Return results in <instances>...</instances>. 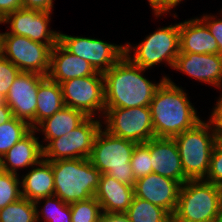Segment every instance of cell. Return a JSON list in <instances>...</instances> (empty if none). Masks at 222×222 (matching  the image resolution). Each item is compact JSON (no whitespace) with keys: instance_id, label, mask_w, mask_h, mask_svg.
<instances>
[{"instance_id":"6da1fadb","label":"cell","mask_w":222,"mask_h":222,"mask_svg":"<svg viewBox=\"0 0 222 222\" xmlns=\"http://www.w3.org/2000/svg\"><path fill=\"white\" fill-rule=\"evenodd\" d=\"M146 70L124 55L104 72L105 108L149 107L156 89L168 76L152 83L143 75Z\"/></svg>"},{"instance_id":"7a4b0ae2","label":"cell","mask_w":222,"mask_h":222,"mask_svg":"<svg viewBox=\"0 0 222 222\" xmlns=\"http://www.w3.org/2000/svg\"><path fill=\"white\" fill-rule=\"evenodd\" d=\"M149 107L156 138H173L202 120L187 93L169 77L156 89Z\"/></svg>"},{"instance_id":"3957f363","label":"cell","mask_w":222,"mask_h":222,"mask_svg":"<svg viewBox=\"0 0 222 222\" xmlns=\"http://www.w3.org/2000/svg\"><path fill=\"white\" fill-rule=\"evenodd\" d=\"M173 222H221L222 187L204 179L187 180L179 190Z\"/></svg>"},{"instance_id":"277c9868","label":"cell","mask_w":222,"mask_h":222,"mask_svg":"<svg viewBox=\"0 0 222 222\" xmlns=\"http://www.w3.org/2000/svg\"><path fill=\"white\" fill-rule=\"evenodd\" d=\"M54 195L68 204L90 199L98 189L101 172L89 158L52 161Z\"/></svg>"},{"instance_id":"5b68a950","label":"cell","mask_w":222,"mask_h":222,"mask_svg":"<svg viewBox=\"0 0 222 222\" xmlns=\"http://www.w3.org/2000/svg\"><path fill=\"white\" fill-rule=\"evenodd\" d=\"M137 143L112 135L103 126L95 136L90 161L101 174L134 186L135 177L130 160Z\"/></svg>"},{"instance_id":"8992f818","label":"cell","mask_w":222,"mask_h":222,"mask_svg":"<svg viewBox=\"0 0 222 222\" xmlns=\"http://www.w3.org/2000/svg\"><path fill=\"white\" fill-rule=\"evenodd\" d=\"M205 122L201 120L193 128L173 137L187 180L205 179L209 171L217 133L209 120Z\"/></svg>"},{"instance_id":"52a82bcc","label":"cell","mask_w":222,"mask_h":222,"mask_svg":"<svg viewBox=\"0 0 222 222\" xmlns=\"http://www.w3.org/2000/svg\"><path fill=\"white\" fill-rule=\"evenodd\" d=\"M125 44V56L143 69L152 68L160 63L173 69L180 53L179 23L158 28L145 37L138 45ZM133 49V50H132ZM133 51V55L132 54Z\"/></svg>"},{"instance_id":"ba28073f","label":"cell","mask_w":222,"mask_h":222,"mask_svg":"<svg viewBox=\"0 0 222 222\" xmlns=\"http://www.w3.org/2000/svg\"><path fill=\"white\" fill-rule=\"evenodd\" d=\"M101 119L87 117L68 134L43 145V158L48 161L90 158L96 134L103 126Z\"/></svg>"},{"instance_id":"9c48e42d","label":"cell","mask_w":222,"mask_h":222,"mask_svg":"<svg viewBox=\"0 0 222 222\" xmlns=\"http://www.w3.org/2000/svg\"><path fill=\"white\" fill-rule=\"evenodd\" d=\"M65 106L82 111L87 117L105 113L103 73L73 78L60 83ZM100 112V113H99ZM99 113V114H98Z\"/></svg>"},{"instance_id":"30bf717a","label":"cell","mask_w":222,"mask_h":222,"mask_svg":"<svg viewBox=\"0 0 222 222\" xmlns=\"http://www.w3.org/2000/svg\"><path fill=\"white\" fill-rule=\"evenodd\" d=\"M103 118L104 129L117 137L137 144L155 137L150 107L105 108Z\"/></svg>"},{"instance_id":"8fae6325","label":"cell","mask_w":222,"mask_h":222,"mask_svg":"<svg viewBox=\"0 0 222 222\" xmlns=\"http://www.w3.org/2000/svg\"><path fill=\"white\" fill-rule=\"evenodd\" d=\"M51 47L30 38L4 34L3 56L21 72H34L43 76L48 75L50 69Z\"/></svg>"},{"instance_id":"7c38bea8","label":"cell","mask_w":222,"mask_h":222,"mask_svg":"<svg viewBox=\"0 0 222 222\" xmlns=\"http://www.w3.org/2000/svg\"><path fill=\"white\" fill-rule=\"evenodd\" d=\"M59 43L71 54L89 62L96 72L108 71L125 55V45L59 32Z\"/></svg>"},{"instance_id":"4fadbf2b","label":"cell","mask_w":222,"mask_h":222,"mask_svg":"<svg viewBox=\"0 0 222 222\" xmlns=\"http://www.w3.org/2000/svg\"><path fill=\"white\" fill-rule=\"evenodd\" d=\"M46 78L34 72H20L4 99L13 117L26 121L33 129L36 127L38 88Z\"/></svg>"},{"instance_id":"5bb4252c","label":"cell","mask_w":222,"mask_h":222,"mask_svg":"<svg viewBox=\"0 0 222 222\" xmlns=\"http://www.w3.org/2000/svg\"><path fill=\"white\" fill-rule=\"evenodd\" d=\"M50 11L20 8L9 13L3 20L10 24L8 31L13 35H20L39 43L48 44L53 48L59 42V32L51 30Z\"/></svg>"},{"instance_id":"9a60e30c","label":"cell","mask_w":222,"mask_h":222,"mask_svg":"<svg viewBox=\"0 0 222 222\" xmlns=\"http://www.w3.org/2000/svg\"><path fill=\"white\" fill-rule=\"evenodd\" d=\"M180 187L177 181L152 172L135 181L134 196L163 208L173 216Z\"/></svg>"},{"instance_id":"2e32d148","label":"cell","mask_w":222,"mask_h":222,"mask_svg":"<svg viewBox=\"0 0 222 222\" xmlns=\"http://www.w3.org/2000/svg\"><path fill=\"white\" fill-rule=\"evenodd\" d=\"M173 68L199 82L222 88V56L220 54L180 52Z\"/></svg>"},{"instance_id":"e0dca14e","label":"cell","mask_w":222,"mask_h":222,"mask_svg":"<svg viewBox=\"0 0 222 222\" xmlns=\"http://www.w3.org/2000/svg\"><path fill=\"white\" fill-rule=\"evenodd\" d=\"M144 144L150 149L153 173L175 180L180 185L187 181L173 138L154 137Z\"/></svg>"},{"instance_id":"ac0fdd59","label":"cell","mask_w":222,"mask_h":222,"mask_svg":"<svg viewBox=\"0 0 222 222\" xmlns=\"http://www.w3.org/2000/svg\"><path fill=\"white\" fill-rule=\"evenodd\" d=\"M31 129L0 159V170L18 174V169L32 167L43 158V144Z\"/></svg>"},{"instance_id":"d6986e66","label":"cell","mask_w":222,"mask_h":222,"mask_svg":"<svg viewBox=\"0 0 222 222\" xmlns=\"http://www.w3.org/2000/svg\"><path fill=\"white\" fill-rule=\"evenodd\" d=\"M96 71L88 61L68 52L59 42L51 49L50 69L47 77L57 83L94 75Z\"/></svg>"},{"instance_id":"ffe728a7","label":"cell","mask_w":222,"mask_h":222,"mask_svg":"<svg viewBox=\"0 0 222 222\" xmlns=\"http://www.w3.org/2000/svg\"><path fill=\"white\" fill-rule=\"evenodd\" d=\"M179 43L181 53L219 54L215 37L198 17L179 23Z\"/></svg>"},{"instance_id":"44dd1931","label":"cell","mask_w":222,"mask_h":222,"mask_svg":"<svg viewBox=\"0 0 222 222\" xmlns=\"http://www.w3.org/2000/svg\"><path fill=\"white\" fill-rule=\"evenodd\" d=\"M94 197L102 212L125 213L134 197V186L123 184L107 174H101Z\"/></svg>"},{"instance_id":"7402d4cb","label":"cell","mask_w":222,"mask_h":222,"mask_svg":"<svg viewBox=\"0 0 222 222\" xmlns=\"http://www.w3.org/2000/svg\"><path fill=\"white\" fill-rule=\"evenodd\" d=\"M20 180L22 197L31 202L35 203L39 199L53 196L54 173L52 170V161L42 158Z\"/></svg>"},{"instance_id":"603a6c76","label":"cell","mask_w":222,"mask_h":222,"mask_svg":"<svg viewBox=\"0 0 222 222\" xmlns=\"http://www.w3.org/2000/svg\"><path fill=\"white\" fill-rule=\"evenodd\" d=\"M86 118L82 111L64 106L53 116L41 121L34 129L44 134V141L48 144L52 139L62 137L77 128Z\"/></svg>"},{"instance_id":"cb8c5ba5","label":"cell","mask_w":222,"mask_h":222,"mask_svg":"<svg viewBox=\"0 0 222 222\" xmlns=\"http://www.w3.org/2000/svg\"><path fill=\"white\" fill-rule=\"evenodd\" d=\"M37 97L36 126L65 106L60 84L48 77L39 85Z\"/></svg>"},{"instance_id":"d4e9b609","label":"cell","mask_w":222,"mask_h":222,"mask_svg":"<svg viewBox=\"0 0 222 222\" xmlns=\"http://www.w3.org/2000/svg\"><path fill=\"white\" fill-rule=\"evenodd\" d=\"M131 222H171L172 216L163 208L149 201L133 197L125 212Z\"/></svg>"},{"instance_id":"484cf974","label":"cell","mask_w":222,"mask_h":222,"mask_svg":"<svg viewBox=\"0 0 222 222\" xmlns=\"http://www.w3.org/2000/svg\"><path fill=\"white\" fill-rule=\"evenodd\" d=\"M44 201L43 208L39 209L38 205ZM37 222H40V216L44 219V222H71V208L70 204L63 202L59 197L53 195L35 202Z\"/></svg>"},{"instance_id":"4316f807","label":"cell","mask_w":222,"mask_h":222,"mask_svg":"<svg viewBox=\"0 0 222 222\" xmlns=\"http://www.w3.org/2000/svg\"><path fill=\"white\" fill-rule=\"evenodd\" d=\"M31 129L26 121L15 117L0 124V159Z\"/></svg>"},{"instance_id":"83f0119b","label":"cell","mask_w":222,"mask_h":222,"mask_svg":"<svg viewBox=\"0 0 222 222\" xmlns=\"http://www.w3.org/2000/svg\"><path fill=\"white\" fill-rule=\"evenodd\" d=\"M0 222H37L34 202L21 197L0 209Z\"/></svg>"},{"instance_id":"f1b7e54d","label":"cell","mask_w":222,"mask_h":222,"mask_svg":"<svg viewBox=\"0 0 222 222\" xmlns=\"http://www.w3.org/2000/svg\"><path fill=\"white\" fill-rule=\"evenodd\" d=\"M71 222H100L102 209L95 197L70 203Z\"/></svg>"},{"instance_id":"f546056e","label":"cell","mask_w":222,"mask_h":222,"mask_svg":"<svg viewBox=\"0 0 222 222\" xmlns=\"http://www.w3.org/2000/svg\"><path fill=\"white\" fill-rule=\"evenodd\" d=\"M19 174L0 170V209L22 197Z\"/></svg>"},{"instance_id":"4dcf8cb0","label":"cell","mask_w":222,"mask_h":222,"mask_svg":"<svg viewBox=\"0 0 222 222\" xmlns=\"http://www.w3.org/2000/svg\"><path fill=\"white\" fill-rule=\"evenodd\" d=\"M135 180L153 172L150 149L144 143H138L130 160Z\"/></svg>"},{"instance_id":"1f68e13d","label":"cell","mask_w":222,"mask_h":222,"mask_svg":"<svg viewBox=\"0 0 222 222\" xmlns=\"http://www.w3.org/2000/svg\"><path fill=\"white\" fill-rule=\"evenodd\" d=\"M20 72L19 68L4 56L0 57V98L5 99L9 88Z\"/></svg>"},{"instance_id":"d6a6232c","label":"cell","mask_w":222,"mask_h":222,"mask_svg":"<svg viewBox=\"0 0 222 222\" xmlns=\"http://www.w3.org/2000/svg\"><path fill=\"white\" fill-rule=\"evenodd\" d=\"M204 180L222 187V145L218 141L213 148L209 171Z\"/></svg>"},{"instance_id":"836d02e7","label":"cell","mask_w":222,"mask_h":222,"mask_svg":"<svg viewBox=\"0 0 222 222\" xmlns=\"http://www.w3.org/2000/svg\"><path fill=\"white\" fill-rule=\"evenodd\" d=\"M222 14V10L220 12ZM222 16V15H221ZM209 29V32L215 37L219 54L222 56V17L217 19L213 15H204L202 17H198Z\"/></svg>"},{"instance_id":"e575fe53","label":"cell","mask_w":222,"mask_h":222,"mask_svg":"<svg viewBox=\"0 0 222 222\" xmlns=\"http://www.w3.org/2000/svg\"><path fill=\"white\" fill-rule=\"evenodd\" d=\"M154 16L161 17L165 13L171 12L172 8L176 7L182 0H148Z\"/></svg>"},{"instance_id":"d590c367","label":"cell","mask_w":222,"mask_h":222,"mask_svg":"<svg viewBox=\"0 0 222 222\" xmlns=\"http://www.w3.org/2000/svg\"><path fill=\"white\" fill-rule=\"evenodd\" d=\"M217 135L222 131V93L219 99L217 100V104L213 108V111L208 119Z\"/></svg>"},{"instance_id":"8d00e7d4","label":"cell","mask_w":222,"mask_h":222,"mask_svg":"<svg viewBox=\"0 0 222 222\" xmlns=\"http://www.w3.org/2000/svg\"><path fill=\"white\" fill-rule=\"evenodd\" d=\"M23 8L39 11H53V0H21Z\"/></svg>"},{"instance_id":"74e56055","label":"cell","mask_w":222,"mask_h":222,"mask_svg":"<svg viewBox=\"0 0 222 222\" xmlns=\"http://www.w3.org/2000/svg\"><path fill=\"white\" fill-rule=\"evenodd\" d=\"M23 8L21 0H0V18L4 19L9 13Z\"/></svg>"},{"instance_id":"f35d334b","label":"cell","mask_w":222,"mask_h":222,"mask_svg":"<svg viewBox=\"0 0 222 222\" xmlns=\"http://www.w3.org/2000/svg\"><path fill=\"white\" fill-rule=\"evenodd\" d=\"M100 222H131L125 213H102Z\"/></svg>"},{"instance_id":"ab89813d","label":"cell","mask_w":222,"mask_h":222,"mask_svg":"<svg viewBox=\"0 0 222 222\" xmlns=\"http://www.w3.org/2000/svg\"><path fill=\"white\" fill-rule=\"evenodd\" d=\"M13 117L12 110L8 107V105L3 100L0 103V124L9 121Z\"/></svg>"},{"instance_id":"60d3db41","label":"cell","mask_w":222,"mask_h":222,"mask_svg":"<svg viewBox=\"0 0 222 222\" xmlns=\"http://www.w3.org/2000/svg\"><path fill=\"white\" fill-rule=\"evenodd\" d=\"M4 20L1 18L0 19V24H3ZM4 32H0V57L3 56V44H4Z\"/></svg>"},{"instance_id":"b9f144b4","label":"cell","mask_w":222,"mask_h":222,"mask_svg":"<svg viewBox=\"0 0 222 222\" xmlns=\"http://www.w3.org/2000/svg\"><path fill=\"white\" fill-rule=\"evenodd\" d=\"M217 141L222 145V131L217 135Z\"/></svg>"}]
</instances>
